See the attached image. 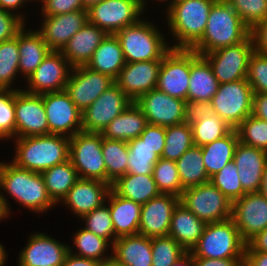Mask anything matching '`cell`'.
I'll return each mask as SVG.
<instances>
[{
  "mask_svg": "<svg viewBox=\"0 0 267 266\" xmlns=\"http://www.w3.org/2000/svg\"><path fill=\"white\" fill-rule=\"evenodd\" d=\"M125 64L119 40L115 34H107L86 66L115 80Z\"/></svg>",
  "mask_w": 267,
  "mask_h": 266,
  "instance_id": "obj_34",
  "label": "cell"
},
{
  "mask_svg": "<svg viewBox=\"0 0 267 266\" xmlns=\"http://www.w3.org/2000/svg\"><path fill=\"white\" fill-rule=\"evenodd\" d=\"M158 29L153 22L142 18L115 33L127 63L163 59L171 48Z\"/></svg>",
  "mask_w": 267,
  "mask_h": 266,
  "instance_id": "obj_5",
  "label": "cell"
},
{
  "mask_svg": "<svg viewBox=\"0 0 267 266\" xmlns=\"http://www.w3.org/2000/svg\"><path fill=\"white\" fill-rule=\"evenodd\" d=\"M68 247L69 244L36 231L19 252L17 266H62L69 252Z\"/></svg>",
  "mask_w": 267,
  "mask_h": 266,
  "instance_id": "obj_20",
  "label": "cell"
},
{
  "mask_svg": "<svg viewBox=\"0 0 267 266\" xmlns=\"http://www.w3.org/2000/svg\"><path fill=\"white\" fill-rule=\"evenodd\" d=\"M112 258L123 266H152V238L136 234L112 244Z\"/></svg>",
  "mask_w": 267,
  "mask_h": 266,
  "instance_id": "obj_29",
  "label": "cell"
},
{
  "mask_svg": "<svg viewBox=\"0 0 267 266\" xmlns=\"http://www.w3.org/2000/svg\"><path fill=\"white\" fill-rule=\"evenodd\" d=\"M34 1V0H33ZM35 1H40L41 5H43L45 2H47L48 0H35Z\"/></svg>",
  "mask_w": 267,
  "mask_h": 266,
  "instance_id": "obj_70",
  "label": "cell"
},
{
  "mask_svg": "<svg viewBox=\"0 0 267 266\" xmlns=\"http://www.w3.org/2000/svg\"><path fill=\"white\" fill-rule=\"evenodd\" d=\"M147 125L146 116L136 103L132 102L108 124L102 135L108 139L129 141L139 137Z\"/></svg>",
  "mask_w": 267,
  "mask_h": 266,
  "instance_id": "obj_33",
  "label": "cell"
},
{
  "mask_svg": "<svg viewBox=\"0 0 267 266\" xmlns=\"http://www.w3.org/2000/svg\"><path fill=\"white\" fill-rule=\"evenodd\" d=\"M161 61L126 62L114 81L135 102L140 96L156 89Z\"/></svg>",
  "mask_w": 267,
  "mask_h": 266,
  "instance_id": "obj_23",
  "label": "cell"
},
{
  "mask_svg": "<svg viewBox=\"0 0 267 266\" xmlns=\"http://www.w3.org/2000/svg\"><path fill=\"white\" fill-rule=\"evenodd\" d=\"M254 52L251 35L243 42L220 48L203 56L210 63L219 84L246 79L250 55Z\"/></svg>",
  "mask_w": 267,
  "mask_h": 266,
  "instance_id": "obj_12",
  "label": "cell"
},
{
  "mask_svg": "<svg viewBox=\"0 0 267 266\" xmlns=\"http://www.w3.org/2000/svg\"><path fill=\"white\" fill-rule=\"evenodd\" d=\"M19 58L18 34L13 39L0 42V89L22 90L12 88L19 74Z\"/></svg>",
  "mask_w": 267,
  "mask_h": 266,
  "instance_id": "obj_43",
  "label": "cell"
},
{
  "mask_svg": "<svg viewBox=\"0 0 267 266\" xmlns=\"http://www.w3.org/2000/svg\"><path fill=\"white\" fill-rule=\"evenodd\" d=\"M160 157L165 146V127L148 124L139 136Z\"/></svg>",
  "mask_w": 267,
  "mask_h": 266,
  "instance_id": "obj_54",
  "label": "cell"
},
{
  "mask_svg": "<svg viewBox=\"0 0 267 266\" xmlns=\"http://www.w3.org/2000/svg\"><path fill=\"white\" fill-rule=\"evenodd\" d=\"M233 161L238 169V176L246 193L259 192L263 172L267 164V152L238 143Z\"/></svg>",
  "mask_w": 267,
  "mask_h": 266,
  "instance_id": "obj_26",
  "label": "cell"
},
{
  "mask_svg": "<svg viewBox=\"0 0 267 266\" xmlns=\"http://www.w3.org/2000/svg\"><path fill=\"white\" fill-rule=\"evenodd\" d=\"M106 36L104 30L87 22L70 38L61 52L72 67L87 65Z\"/></svg>",
  "mask_w": 267,
  "mask_h": 266,
  "instance_id": "obj_27",
  "label": "cell"
},
{
  "mask_svg": "<svg viewBox=\"0 0 267 266\" xmlns=\"http://www.w3.org/2000/svg\"><path fill=\"white\" fill-rule=\"evenodd\" d=\"M195 146H203L227 135L233 128L217 113L203 108L191 109L189 120Z\"/></svg>",
  "mask_w": 267,
  "mask_h": 266,
  "instance_id": "obj_30",
  "label": "cell"
},
{
  "mask_svg": "<svg viewBox=\"0 0 267 266\" xmlns=\"http://www.w3.org/2000/svg\"><path fill=\"white\" fill-rule=\"evenodd\" d=\"M147 4V0H102L87 10L88 22L115 34L137 23Z\"/></svg>",
  "mask_w": 267,
  "mask_h": 266,
  "instance_id": "obj_10",
  "label": "cell"
},
{
  "mask_svg": "<svg viewBox=\"0 0 267 266\" xmlns=\"http://www.w3.org/2000/svg\"><path fill=\"white\" fill-rule=\"evenodd\" d=\"M179 202L178 196L160 193L143 204L138 234L149 238L168 235L172 213Z\"/></svg>",
  "mask_w": 267,
  "mask_h": 266,
  "instance_id": "obj_22",
  "label": "cell"
},
{
  "mask_svg": "<svg viewBox=\"0 0 267 266\" xmlns=\"http://www.w3.org/2000/svg\"><path fill=\"white\" fill-rule=\"evenodd\" d=\"M102 154L106 164L107 183L112 185L119 177L127 173V141L108 139L102 135Z\"/></svg>",
  "mask_w": 267,
  "mask_h": 266,
  "instance_id": "obj_40",
  "label": "cell"
},
{
  "mask_svg": "<svg viewBox=\"0 0 267 266\" xmlns=\"http://www.w3.org/2000/svg\"><path fill=\"white\" fill-rule=\"evenodd\" d=\"M190 49L171 48L161 61L156 89L187 102Z\"/></svg>",
  "mask_w": 267,
  "mask_h": 266,
  "instance_id": "obj_14",
  "label": "cell"
},
{
  "mask_svg": "<svg viewBox=\"0 0 267 266\" xmlns=\"http://www.w3.org/2000/svg\"><path fill=\"white\" fill-rule=\"evenodd\" d=\"M100 264L99 261L80 257L68 252L62 266H100Z\"/></svg>",
  "mask_w": 267,
  "mask_h": 266,
  "instance_id": "obj_59",
  "label": "cell"
},
{
  "mask_svg": "<svg viewBox=\"0 0 267 266\" xmlns=\"http://www.w3.org/2000/svg\"><path fill=\"white\" fill-rule=\"evenodd\" d=\"M215 1L183 0L166 10L169 34L175 38V43L170 44V48L191 49L201 39Z\"/></svg>",
  "mask_w": 267,
  "mask_h": 266,
  "instance_id": "obj_4",
  "label": "cell"
},
{
  "mask_svg": "<svg viewBox=\"0 0 267 266\" xmlns=\"http://www.w3.org/2000/svg\"><path fill=\"white\" fill-rule=\"evenodd\" d=\"M115 236L117 238L138 234L141 204L119 196L112 188L107 196Z\"/></svg>",
  "mask_w": 267,
  "mask_h": 266,
  "instance_id": "obj_28",
  "label": "cell"
},
{
  "mask_svg": "<svg viewBox=\"0 0 267 266\" xmlns=\"http://www.w3.org/2000/svg\"><path fill=\"white\" fill-rule=\"evenodd\" d=\"M12 141L16 145L11 162L19 168L42 173L69 160L70 138L67 136L47 134L15 138Z\"/></svg>",
  "mask_w": 267,
  "mask_h": 266,
  "instance_id": "obj_3",
  "label": "cell"
},
{
  "mask_svg": "<svg viewBox=\"0 0 267 266\" xmlns=\"http://www.w3.org/2000/svg\"><path fill=\"white\" fill-rule=\"evenodd\" d=\"M132 102L114 82L82 112V131L102 133Z\"/></svg>",
  "mask_w": 267,
  "mask_h": 266,
  "instance_id": "obj_13",
  "label": "cell"
},
{
  "mask_svg": "<svg viewBox=\"0 0 267 266\" xmlns=\"http://www.w3.org/2000/svg\"><path fill=\"white\" fill-rule=\"evenodd\" d=\"M0 190L3 196L6 192L33 213L46 212L56 205L47 193L41 173L19 168L11 161H0Z\"/></svg>",
  "mask_w": 267,
  "mask_h": 266,
  "instance_id": "obj_2",
  "label": "cell"
},
{
  "mask_svg": "<svg viewBox=\"0 0 267 266\" xmlns=\"http://www.w3.org/2000/svg\"><path fill=\"white\" fill-rule=\"evenodd\" d=\"M127 144V173L152 175L153 168L161 157L140 137L127 141Z\"/></svg>",
  "mask_w": 267,
  "mask_h": 266,
  "instance_id": "obj_42",
  "label": "cell"
},
{
  "mask_svg": "<svg viewBox=\"0 0 267 266\" xmlns=\"http://www.w3.org/2000/svg\"><path fill=\"white\" fill-rule=\"evenodd\" d=\"M15 90L0 89V141L15 139Z\"/></svg>",
  "mask_w": 267,
  "mask_h": 266,
  "instance_id": "obj_49",
  "label": "cell"
},
{
  "mask_svg": "<svg viewBox=\"0 0 267 266\" xmlns=\"http://www.w3.org/2000/svg\"><path fill=\"white\" fill-rule=\"evenodd\" d=\"M111 188L119 196L141 205L160 194L152 175L126 173L112 183Z\"/></svg>",
  "mask_w": 267,
  "mask_h": 266,
  "instance_id": "obj_35",
  "label": "cell"
},
{
  "mask_svg": "<svg viewBox=\"0 0 267 266\" xmlns=\"http://www.w3.org/2000/svg\"><path fill=\"white\" fill-rule=\"evenodd\" d=\"M30 1L28 0H0V8L11 13L15 12V15L21 17L25 21V15H23L19 9L24 8V5ZM20 11V12H19ZM22 14V15H21Z\"/></svg>",
  "mask_w": 267,
  "mask_h": 266,
  "instance_id": "obj_61",
  "label": "cell"
},
{
  "mask_svg": "<svg viewBox=\"0 0 267 266\" xmlns=\"http://www.w3.org/2000/svg\"><path fill=\"white\" fill-rule=\"evenodd\" d=\"M169 266H193V255L186 252L178 261Z\"/></svg>",
  "mask_w": 267,
  "mask_h": 266,
  "instance_id": "obj_63",
  "label": "cell"
},
{
  "mask_svg": "<svg viewBox=\"0 0 267 266\" xmlns=\"http://www.w3.org/2000/svg\"><path fill=\"white\" fill-rule=\"evenodd\" d=\"M180 181L184 189L210 181L200 146H193L176 161Z\"/></svg>",
  "mask_w": 267,
  "mask_h": 266,
  "instance_id": "obj_38",
  "label": "cell"
},
{
  "mask_svg": "<svg viewBox=\"0 0 267 266\" xmlns=\"http://www.w3.org/2000/svg\"><path fill=\"white\" fill-rule=\"evenodd\" d=\"M243 266H267V253L245 252Z\"/></svg>",
  "mask_w": 267,
  "mask_h": 266,
  "instance_id": "obj_60",
  "label": "cell"
},
{
  "mask_svg": "<svg viewBox=\"0 0 267 266\" xmlns=\"http://www.w3.org/2000/svg\"><path fill=\"white\" fill-rule=\"evenodd\" d=\"M241 20L252 29L267 18V0H226Z\"/></svg>",
  "mask_w": 267,
  "mask_h": 266,
  "instance_id": "obj_50",
  "label": "cell"
},
{
  "mask_svg": "<svg viewBox=\"0 0 267 266\" xmlns=\"http://www.w3.org/2000/svg\"><path fill=\"white\" fill-rule=\"evenodd\" d=\"M180 1H183V0H169V3L167 4L166 9H168L172 4H175V3L180 2Z\"/></svg>",
  "mask_w": 267,
  "mask_h": 266,
  "instance_id": "obj_68",
  "label": "cell"
},
{
  "mask_svg": "<svg viewBox=\"0 0 267 266\" xmlns=\"http://www.w3.org/2000/svg\"><path fill=\"white\" fill-rule=\"evenodd\" d=\"M251 29L226 0H216L201 39L191 48L199 55L245 41Z\"/></svg>",
  "mask_w": 267,
  "mask_h": 266,
  "instance_id": "obj_1",
  "label": "cell"
},
{
  "mask_svg": "<svg viewBox=\"0 0 267 266\" xmlns=\"http://www.w3.org/2000/svg\"><path fill=\"white\" fill-rule=\"evenodd\" d=\"M15 138L49 134L43 95L15 90Z\"/></svg>",
  "mask_w": 267,
  "mask_h": 266,
  "instance_id": "obj_18",
  "label": "cell"
},
{
  "mask_svg": "<svg viewBox=\"0 0 267 266\" xmlns=\"http://www.w3.org/2000/svg\"><path fill=\"white\" fill-rule=\"evenodd\" d=\"M259 192L267 198V164L265 166Z\"/></svg>",
  "mask_w": 267,
  "mask_h": 266,
  "instance_id": "obj_64",
  "label": "cell"
},
{
  "mask_svg": "<svg viewBox=\"0 0 267 266\" xmlns=\"http://www.w3.org/2000/svg\"><path fill=\"white\" fill-rule=\"evenodd\" d=\"M252 115L267 121V93H254Z\"/></svg>",
  "mask_w": 267,
  "mask_h": 266,
  "instance_id": "obj_57",
  "label": "cell"
},
{
  "mask_svg": "<svg viewBox=\"0 0 267 266\" xmlns=\"http://www.w3.org/2000/svg\"><path fill=\"white\" fill-rule=\"evenodd\" d=\"M49 134L72 137L82 131V112L63 90L43 94Z\"/></svg>",
  "mask_w": 267,
  "mask_h": 266,
  "instance_id": "obj_15",
  "label": "cell"
},
{
  "mask_svg": "<svg viewBox=\"0 0 267 266\" xmlns=\"http://www.w3.org/2000/svg\"><path fill=\"white\" fill-rule=\"evenodd\" d=\"M135 103L146 116L148 124L166 128L189 120L191 109L186 101L157 89L140 96Z\"/></svg>",
  "mask_w": 267,
  "mask_h": 266,
  "instance_id": "obj_11",
  "label": "cell"
},
{
  "mask_svg": "<svg viewBox=\"0 0 267 266\" xmlns=\"http://www.w3.org/2000/svg\"><path fill=\"white\" fill-rule=\"evenodd\" d=\"M246 79L253 93H267V55L256 51L250 55Z\"/></svg>",
  "mask_w": 267,
  "mask_h": 266,
  "instance_id": "obj_51",
  "label": "cell"
},
{
  "mask_svg": "<svg viewBox=\"0 0 267 266\" xmlns=\"http://www.w3.org/2000/svg\"><path fill=\"white\" fill-rule=\"evenodd\" d=\"M100 266H123V265L115 261L113 258H111L102 262Z\"/></svg>",
  "mask_w": 267,
  "mask_h": 266,
  "instance_id": "obj_66",
  "label": "cell"
},
{
  "mask_svg": "<svg viewBox=\"0 0 267 266\" xmlns=\"http://www.w3.org/2000/svg\"><path fill=\"white\" fill-rule=\"evenodd\" d=\"M156 1H159V3H161V2H166L167 1V3L169 2V0H156Z\"/></svg>",
  "mask_w": 267,
  "mask_h": 266,
  "instance_id": "obj_71",
  "label": "cell"
},
{
  "mask_svg": "<svg viewBox=\"0 0 267 266\" xmlns=\"http://www.w3.org/2000/svg\"><path fill=\"white\" fill-rule=\"evenodd\" d=\"M84 9L82 0H48L41 10L42 16H55Z\"/></svg>",
  "mask_w": 267,
  "mask_h": 266,
  "instance_id": "obj_53",
  "label": "cell"
},
{
  "mask_svg": "<svg viewBox=\"0 0 267 266\" xmlns=\"http://www.w3.org/2000/svg\"><path fill=\"white\" fill-rule=\"evenodd\" d=\"M72 66L61 51L51 50L36 70L25 80V92L43 95L66 88Z\"/></svg>",
  "mask_w": 267,
  "mask_h": 266,
  "instance_id": "obj_16",
  "label": "cell"
},
{
  "mask_svg": "<svg viewBox=\"0 0 267 266\" xmlns=\"http://www.w3.org/2000/svg\"><path fill=\"white\" fill-rule=\"evenodd\" d=\"M250 35L253 40L254 51L267 55V18L257 23L251 29Z\"/></svg>",
  "mask_w": 267,
  "mask_h": 266,
  "instance_id": "obj_55",
  "label": "cell"
},
{
  "mask_svg": "<svg viewBox=\"0 0 267 266\" xmlns=\"http://www.w3.org/2000/svg\"><path fill=\"white\" fill-rule=\"evenodd\" d=\"M186 253L170 235L152 238V266H169Z\"/></svg>",
  "mask_w": 267,
  "mask_h": 266,
  "instance_id": "obj_48",
  "label": "cell"
},
{
  "mask_svg": "<svg viewBox=\"0 0 267 266\" xmlns=\"http://www.w3.org/2000/svg\"><path fill=\"white\" fill-rule=\"evenodd\" d=\"M81 221L85 224L83 228L93 232L98 237L106 239L111 245L117 239L108 204L104 203L87 213L81 218Z\"/></svg>",
  "mask_w": 267,
  "mask_h": 266,
  "instance_id": "obj_46",
  "label": "cell"
},
{
  "mask_svg": "<svg viewBox=\"0 0 267 266\" xmlns=\"http://www.w3.org/2000/svg\"><path fill=\"white\" fill-rule=\"evenodd\" d=\"M26 21L0 8V42L13 39L25 27Z\"/></svg>",
  "mask_w": 267,
  "mask_h": 266,
  "instance_id": "obj_52",
  "label": "cell"
},
{
  "mask_svg": "<svg viewBox=\"0 0 267 266\" xmlns=\"http://www.w3.org/2000/svg\"><path fill=\"white\" fill-rule=\"evenodd\" d=\"M43 22V23H42ZM36 29L51 50L61 51L70 38L88 22L87 9L55 16H43Z\"/></svg>",
  "mask_w": 267,
  "mask_h": 266,
  "instance_id": "obj_24",
  "label": "cell"
},
{
  "mask_svg": "<svg viewBox=\"0 0 267 266\" xmlns=\"http://www.w3.org/2000/svg\"><path fill=\"white\" fill-rule=\"evenodd\" d=\"M253 94L247 79L222 83L206 108L235 129L252 114Z\"/></svg>",
  "mask_w": 267,
  "mask_h": 266,
  "instance_id": "obj_7",
  "label": "cell"
},
{
  "mask_svg": "<svg viewBox=\"0 0 267 266\" xmlns=\"http://www.w3.org/2000/svg\"><path fill=\"white\" fill-rule=\"evenodd\" d=\"M8 199H7V195L3 196L0 192V222L1 220H3L4 218L5 219H8L9 215H11V206H9V203H8Z\"/></svg>",
  "mask_w": 267,
  "mask_h": 266,
  "instance_id": "obj_62",
  "label": "cell"
},
{
  "mask_svg": "<svg viewBox=\"0 0 267 266\" xmlns=\"http://www.w3.org/2000/svg\"><path fill=\"white\" fill-rule=\"evenodd\" d=\"M6 259H7V251H6V258L0 263V266H4L5 265V263L7 262Z\"/></svg>",
  "mask_w": 267,
  "mask_h": 266,
  "instance_id": "obj_69",
  "label": "cell"
},
{
  "mask_svg": "<svg viewBox=\"0 0 267 266\" xmlns=\"http://www.w3.org/2000/svg\"><path fill=\"white\" fill-rule=\"evenodd\" d=\"M231 218L247 243L267 227V198L260 192L246 193L232 203Z\"/></svg>",
  "mask_w": 267,
  "mask_h": 266,
  "instance_id": "obj_19",
  "label": "cell"
},
{
  "mask_svg": "<svg viewBox=\"0 0 267 266\" xmlns=\"http://www.w3.org/2000/svg\"><path fill=\"white\" fill-rule=\"evenodd\" d=\"M41 175L43 176L47 193L56 206L79 179L77 171L70 160L45 170Z\"/></svg>",
  "mask_w": 267,
  "mask_h": 266,
  "instance_id": "obj_37",
  "label": "cell"
},
{
  "mask_svg": "<svg viewBox=\"0 0 267 266\" xmlns=\"http://www.w3.org/2000/svg\"><path fill=\"white\" fill-rule=\"evenodd\" d=\"M111 185L100 180L79 178L61 201L78 219L106 203Z\"/></svg>",
  "mask_w": 267,
  "mask_h": 266,
  "instance_id": "obj_25",
  "label": "cell"
},
{
  "mask_svg": "<svg viewBox=\"0 0 267 266\" xmlns=\"http://www.w3.org/2000/svg\"><path fill=\"white\" fill-rule=\"evenodd\" d=\"M6 258V250L2 243H0V263Z\"/></svg>",
  "mask_w": 267,
  "mask_h": 266,
  "instance_id": "obj_67",
  "label": "cell"
},
{
  "mask_svg": "<svg viewBox=\"0 0 267 266\" xmlns=\"http://www.w3.org/2000/svg\"><path fill=\"white\" fill-rule=\"evenodd\" d=\"M101 1L102 0H82V3H83L84 9L88 10L90 7H92L95 4H98Z\"/></svg>",
  "mask_w": 267,
  "mask_h": 266,
  "instance_id": "obj_65",
  "label": "cell"
},
{
  "mask_svg": "<svg viewBox=\"0 0 267 266\" xmlns=\"http://www.w3.org/2000/svg\"><path fill=\"white\" fill-rule=\"evenodd\" d=\"M246 243L232 218L206 224L202 236L190 253L193 258H244Z\"/></svg>",
  "mask_w": 267,
  "mask_h": 266,
  "instance_id": "obj_6",
  "label": "cell"
},
{
  "mask_svg": "<svg viewBox=\"0 0 267 266\" xmlns=\"http://www.w3.org/2000/svg\"><path fill=\"white\" fill-rule=\"evenodd\" d=\"M194 146L192 127L189 121L165 128V146L161 158L177 161Z\"/></svg>",
  "mask_w": 267,
  "mask_h": 266,
  "instance_id": "obj_41",
  "label": "cell"
},
{
  "mask_svg": "<svg viewBox=\"0 0 267 266\" xmlns=\"http://www.w3.org/2000/svg\"><path fill=\"white\" fill-rule=\"evenodd\" d=\"M152 176L160 193L181 197L184 188L175 161L160 158L153 168Z\"/></svg>",
  "mask_w": 267,
  "mask_h": 266,
  "instance_id": "obj_44",
  "label": "cell"
},
{
  "mask_svg": "<svg viewBox=\"0 0 267 266\" xmlns=\"http://www.w3.org/2000/svg\"><path fill=\"white\" fill-rule=\"evenodd\" d=\"M26 26L18 33L19 74L27 79L42 63L51 49L43 41L42 35Z\"/></svg>",
  "mask_w": 267,
  "mask_h": 266,
  "instance_id": "obj_32",
  "label": "cell"
},
{
  "mask_svg": "<svg viewBox=\"0 0 267 266\" xmlns=\"http://www.w3.org/2000/svg\"><path fill=\"white\" fill-rule=\"evenodd\" d=\"M210 182L232 203L246 194L240 183L238 169L233 160L211 176Z\"/></svg>",
  "mask_w": 267,
  "mask_h": 266,
  "instance_id": "obj_47",
  "label": "cell"
},
{
  "mask_svg": "<svg viewBox=\"0 0 267 266\" xmlns=\"http://www.w3.org/2000/svg\"><path fill=\"white\" fill-rule=\"evenodd\" d=\"M245 252L267 253V227L246 243Z\"/></svg>",
  "mask_w": 267,
  "mask_h": 266,
  "instance_id": "obj_58",
  "label": "cell"
},
{
  "mask_svg": "<svg viewBox=\"0 0 267 266\" xmlns=\"http://www.w3.org/2000/svg\"><path fill=\"white\" fill-rule=\"evenodd\" d=\"M69 160L79 178L107 183L106 164L102 154V133L80 131L70 137Z\"/></svg>",
  "mask_w": 267,
  "mask_h": 266,
  "instance_id": "obj_8",
  "label": "cell"
},
{
  "mask_svg": "<svg viewBox=\"0 0 267 266\" xmlns=\"http://www.w3.org/2000/svg\"><path fill=\"white\" fill-rule=\"evenodd\" d=\"M72 241L74 247H70L69 245L68 249L74 255L93 259L100 263L112 258V252L110 254L108 253L109 250H112L110 249L112 245L106 239L98 237L83 227L74 233ZM74 248L76 249V253L73 251Z\"/></svg>",
  "mask_w": 267,
  "mask_h": 266,
  "instance_id": "obj_39",
  "label": "cell"
},
{
  "mask_svg": "<svg viewBox=\"0 0 267 266\" xmlns=\"http://www.w3.org/2000/svg\"><path fill=\"white\" fill-rule=\"evenodd\" d=\"M180 203L206 224L232 216V202L210 181L184 189Z\"/></svg>",
  "mask_w": 267,
  "mask_h": 266,
  "instance_id": "obj_9",
  "label": "cell"
},
{
  "mask_svg": "<svg viewBox=\"0 0 267 266\" xmlns=\"http://www.w3.org/2000/svg\"><path fill=\"white\" fill-rule=\"evenodd\" d=\"M219 82L208 60L190 49V79L187 104L190 109L206 107L216 94Z\"/></svg>",
  "mask_w": 267,
  "mask_h": 266,
  "instance_id": "obj_21",
  "label": "cell"
},
{
  "mask_svg": "<svg viewBox=\"0 0 267 266\" xmlns=\"http://www.w3.org/2000/svg\"><path fill=\"white\" fill-rule=\"evenodd\" d=\"M238 143V134L235 129H232L224 137L201 146L205 170L209 177L233 160Z\"/></svg>",
  "mask_w": 267,
  "mask_h": 266,
  "instance_id": "obj_36",
  "label": "cell"
},
{
  "mask_svg": "<svg viewBox=\"0 0 267 266\" xmlns=\"http://www.w3.org/2000/svg\"><path fill=\"white\" fill-rule=\"evenodd\" d=\"M235 130L240 143L267 152V121L251 114L246 117Z\"/></svg>",
  "mask_w": 267,
  "mask_h": 266,
  "instance_id": "obj_45",
  "label": "cell"
},
{
  "mask_svg": "<svg viewBox=\"0 0 267 266\" xmlns=\"http://www.w3.org/2000/svg\"><path fill=\"white\" fill-rule=\"evenodd\" d=\"M206 223L196 217L182 203L174 208L169 234L186 252H190L202 236Z\"/></svg>",
  "mask_w": 267,
  "mask_h": 266,
  "instance_id": "obj_31",
  "label": "cell"
},
{
  "mask_svg": "<svg viewBox=\"0 0 267 266\" xmlns=\"http://www.w3.org/2000/svg\"><path fill=\"white\" fill-rule=\"evenodd\" d=\"M114 82L109 75L82 65L72 67L65 91L76 107L83 112Z\"/></svg>",
  "mask_w": 267,
  "mask_h": 266,
  "instance_id": "obj_17",
  "label": "cell"
},
{
  "mask_svg": "<svg viewBox=\"0 0 267 266\" xmlns=\"http://www.w3.org/2000/svg\"><path fill=\"white\" fill-rule=\"evenodd\" d=\"M244 258H193V266H243Z\"/></svg>",
  "mask_w": 267,
  "mask_h": 266,
  "instance_id": "obj_56",
  "label": "cell"
}]
</instances>
